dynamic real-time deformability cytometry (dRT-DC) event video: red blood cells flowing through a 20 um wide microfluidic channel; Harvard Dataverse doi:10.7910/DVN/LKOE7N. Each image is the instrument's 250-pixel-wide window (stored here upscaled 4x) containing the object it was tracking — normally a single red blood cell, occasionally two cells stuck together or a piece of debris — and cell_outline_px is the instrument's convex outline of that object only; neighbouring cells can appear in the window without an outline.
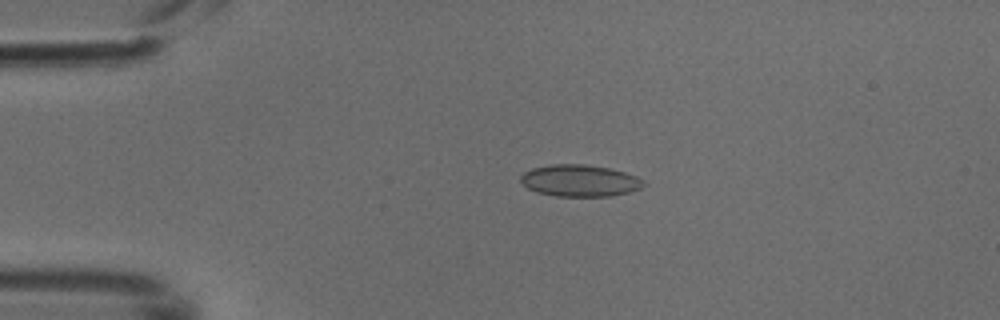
{"species": "common noctule bat (a hibernating species)", "species_latin": "Nyctalus noctula", "temperature_condition": "cold", "stored_images_in_passage": 4, "camera_frame_rate_fps": 3000, "um_per_image_px": 0.085, "animal": {"sex": "male", "body_mass_g": 18.8}, "frame": {"image": 1, "passage_image": 3, "time_ms": 0.667, "image_size_px": [1000, 320], "cell_outline_px": [[644, 184], [640, 188], [628, 192], [612, 196], [556, 196], [536, 192], [528, 188], [520, 180], [520, 176], [524, 172], [532, 168], [552, 164], [584, 164], [608, 168], [624, 172], [636, 176], [644, 180]], "centroid_in_image_um": [49.26, 15.35], "position_along_channel_um": 35.7, "area_um2": 22.66}}